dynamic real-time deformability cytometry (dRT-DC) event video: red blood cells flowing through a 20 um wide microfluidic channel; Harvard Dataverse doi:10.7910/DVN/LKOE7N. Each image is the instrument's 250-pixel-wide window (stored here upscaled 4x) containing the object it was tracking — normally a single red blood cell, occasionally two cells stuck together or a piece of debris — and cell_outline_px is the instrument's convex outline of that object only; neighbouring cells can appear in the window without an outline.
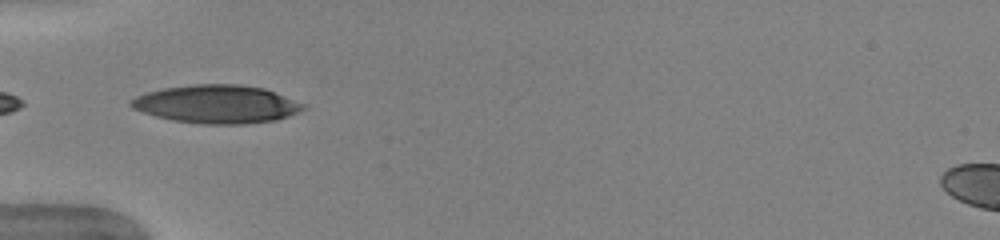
{"species": "human", "species_latin": "Homo sapiens", "temperature_condition": "warm", "stored_images_in_passage": 35, "camera_frame_rate_fps": 3000, "um_per_image_px": 0.085, "donor": {"sex": "female"}, "frame": {"image": 1, "passage_image": 1, "time_ms": 0.0, "image_size_px": [1000, 240], "cell_outline_px": [[308, 108], [288, 116], [276, 120], [244, 124], [200, 124], [172, 120], [156, 116], [132, 108], [128, 104], [128, 100], [136, 96], [148, 92], [164, 88], [192, 84], [240, 84], [264, 88], [308, 104]], "centroid_in_image_um": [18.45, 8.85], "position_along_channel_um": 66.5, "area_um2": 38.67}}
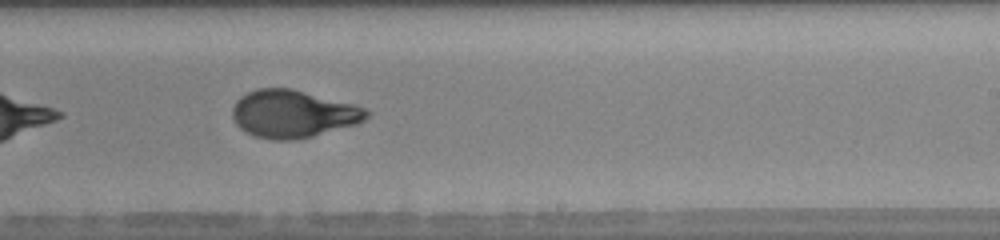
{"frame": {"image": 2, "passage_image": 16, "time_ms": 5.0, "image_size_px": [1000, 240], "cell_outline_px": [[368, 116], [364, 120], [356, 124], [312, 136], [296, 140], [268, 140], [256, 136], [240, 128], [236, 124], [232, 116], [232, 108], [236, 100], [240, 96], [256, 88], [292, 88], [352, 104], [364, 108], [368, 112]], "centroid_in_image_um": [24.86, 9.68], "position_along_channel_um": 264.1, "area_um2": 37.05}, "authors_computed_cell_mechanics": {"area_um2": 37.57, "velocity_mm_per_s": 3.9819, "shape_relaxation_time_tau1_ms": 5.2631, "shape_relaxation_time_tau2_ms": 0.9528, "deformation_change_tau1": 0.227, "deformation_change_tau2": 0.0622}}